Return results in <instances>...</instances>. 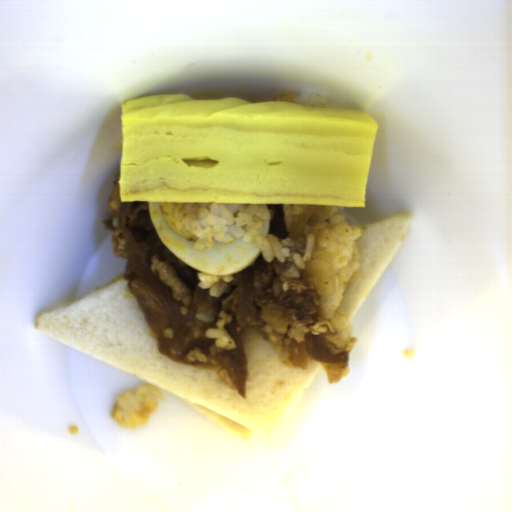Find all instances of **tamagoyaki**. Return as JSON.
Instances as JSON below:
<instances>
[{
	"instance_id": "tamagoyaki-1",
	"label": "tamagoyaki",
	"mask_w": 512,
	"mask_h": 512,
	"mask_svg": "<svg viewBox=\"0 0 512 512\" xmlns=\"http://www.w3.org/2000/svg\"><path fill=\"white\" fill-rule=\"evenodd\" d=\"M121 116L122 202L366 206L369 112L177 92L126 100Z\"/></svg>"
}]
</instances>
